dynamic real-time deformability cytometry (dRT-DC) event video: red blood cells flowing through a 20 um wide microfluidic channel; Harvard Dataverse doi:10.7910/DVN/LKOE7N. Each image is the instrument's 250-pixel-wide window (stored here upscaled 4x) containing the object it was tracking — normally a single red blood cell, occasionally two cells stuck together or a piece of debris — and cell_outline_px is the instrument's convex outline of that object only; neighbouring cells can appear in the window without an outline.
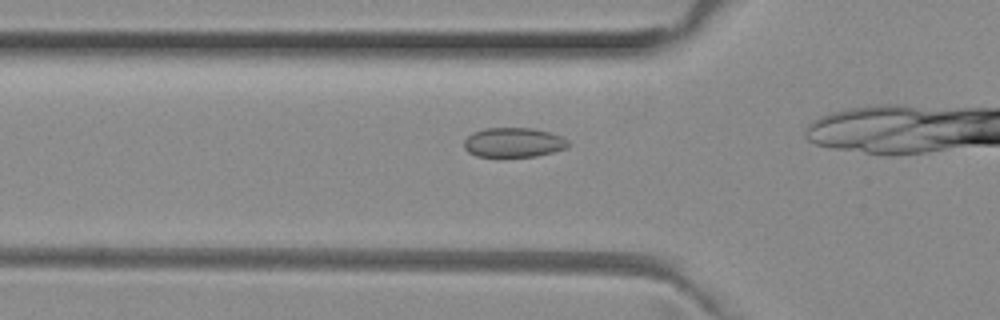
{"species": "common noctule bat (a hibernating species)", "species_latin": "Nyctalus noctula", "temperature_condition": "room temperature", "stored_images_in_passage": 25, "camera_frame_rate_fps": 3000, "um_per_image_px": 0.085, "animal": {"sex": "female", "body_mass_g": 29.2, "forearm_length_mm": 56.3}, "frame": {"image": 1, "passage_image": 11, "time_ms": 3.333, "image_size_px": [1000, 320], "cell_outline_px": [[568, 144], [564, 148], [552, 152], [536, 156], [476, 156], [468, 152], [464, 148], [464, 140], [472, 132], [484, 128], [532, 128], [548, 132], [560, 136], [568, 140]], "centroid_in_image_um": [43.6, 12.1], "position_along_channel_um": 82.2, "area_um2": 17.74}}
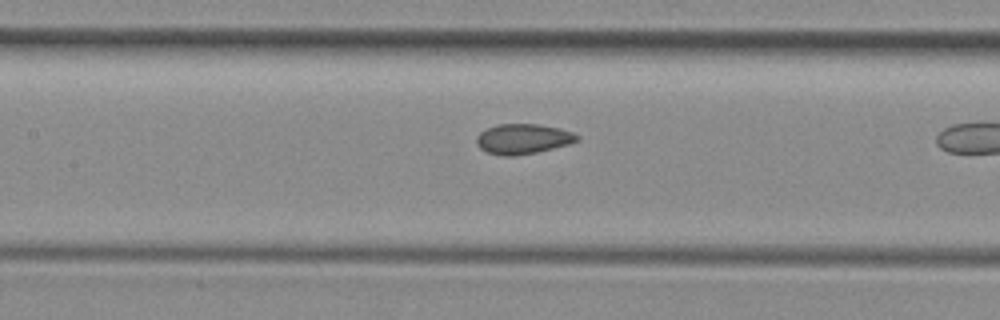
{"frame": {"image": 2, "passage_image": 17, "time_ms": 5.333, "image_size_px": [1000, 320], "cell_outline_px": [[580, 140], [568, 144], [536, 152], [512, 156], [500, 156], [488, 152], [480, 148], [476, 144], [476, 136], [480, 132], [488, 128], [500, 124], [536, 124], [560, 128], [572, 132], [580, 136]], "centroid_in_image_um": [44.45, 11.81], "position_along_channel_um": 163.0, "area_um2": 17.57}}
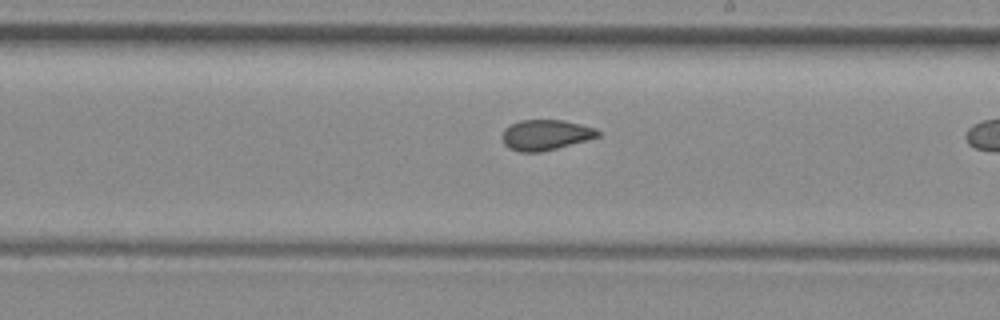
{"frame": {"image": 3, "passage_image": 23, "time_ms": 7.333, "image_size_px": [1000, 320], "cell_outline_px": [[600, 136], [588, 140], [540, 152], [520, 152], [508, 148], [504, 144], [504, 128], [520, 120], [564, 120], [596, 128], [600, 132]], "centroid_in_image_um": [46.4, 11.46], "position_along_channel_um": 242.6, "area_um2": 16.88}}